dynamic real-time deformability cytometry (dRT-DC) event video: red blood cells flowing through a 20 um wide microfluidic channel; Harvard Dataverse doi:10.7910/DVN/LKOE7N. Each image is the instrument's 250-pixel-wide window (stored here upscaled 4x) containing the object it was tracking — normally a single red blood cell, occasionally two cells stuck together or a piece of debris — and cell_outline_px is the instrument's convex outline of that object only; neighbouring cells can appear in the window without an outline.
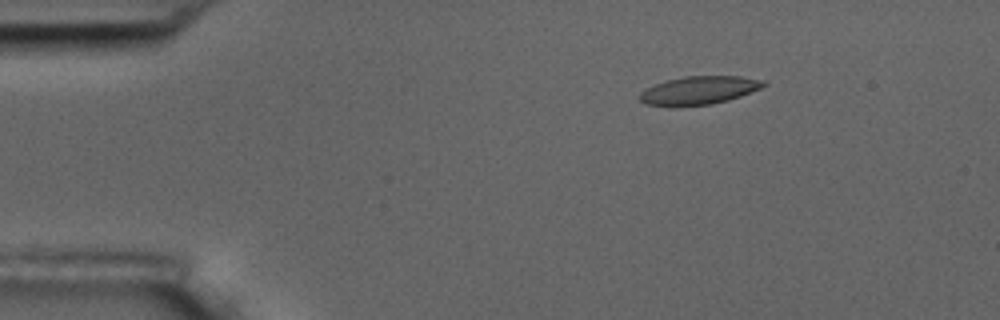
{"species": "common noctule bat (a hibernating species)", "species_latin": "Nyctalus noctula", "temperature_condition": "room temperature", "stored_images_in_passage": 6, "segment_of_instrument_passage": [2, 2], "camera_frame_rate_fps": 3000, "um_per_image_px": 0.085, "animal": {"sex": "male", "body_mass_g": 17.5, "forearm_length_mm": 52.3}, "frame": {"image": 1, "passage_image": 6, "time_ms": 7.0, "image_size_px": [1000, 320], "cell_outline_px": [[768, 84], [760, 88], [740, 96], [728, 100], [712, 104], [644, 104], [640, 100], [640, 92], [656, 84], [668, 80], [684, 76], [740, 76], [764, 80]], "centroid_in_image_um": [59.49, 7.64], "position_along_channel_um": 25.5, "area_um2": 19.65}}